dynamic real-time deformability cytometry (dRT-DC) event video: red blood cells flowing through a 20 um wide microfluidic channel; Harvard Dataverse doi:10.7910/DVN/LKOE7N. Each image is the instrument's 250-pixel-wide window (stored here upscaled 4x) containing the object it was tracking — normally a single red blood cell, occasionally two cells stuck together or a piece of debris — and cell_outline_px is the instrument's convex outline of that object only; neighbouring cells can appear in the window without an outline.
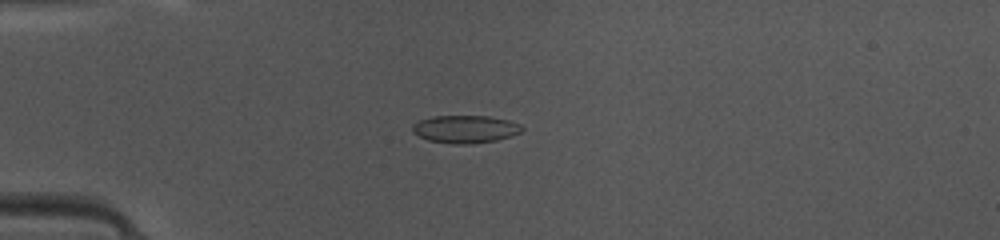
{"species": "common noctule bat (a hibernating species)", "species_latin": "Nyctalus noctula", "temperature_condition": "warm", "stored_images_in_passage": 48, "camera_frame_rate_fps": 3000, "um_per_image_px": 0.085, "animal": {"sex": "female", "body_mass_g": 10.0, "forearm_length_mm": 53.1}, "frame": {"image": 1, "passage_image": 13, "time_ms": 4.0, "image_size_px": [1000, 240], "cell_outline_px": [[524, 128], [520, 132], [512, 136], [496, 140], [472, 144], [452, 144], [428, 140], [412, 132], [412, 124], [420, 120], [432, 116], [488, 116], [508, 120], [520, 124]], "centroid_in_image_um": [39.54, 10.98], "position_along_channel_um": 45.5, "area_um2": 17.74}}
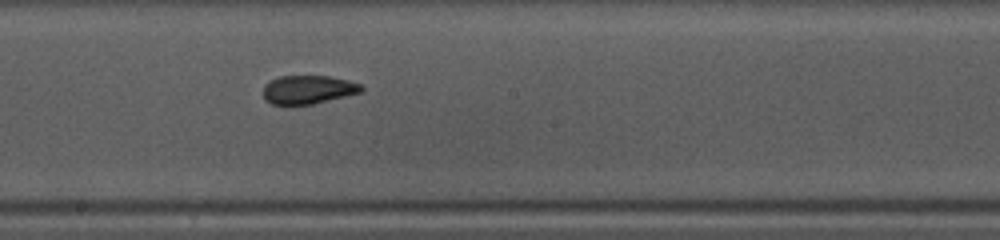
{"frame": {"image": 2, "passage_image": 27, "time_ms": 8.667, "image_size_px": [1000, 240], "cell_outline_px": [[364, 88], [360, 92], [312, 104], [272, 104], [264, 100], [264, 84], [280, 76], [328, 76], [348, 80], [360, 84]], "centroid_in_image_um": [26.17, 7.61], "position_along_channel_um": 222.0, "area_um2": 16.07}}
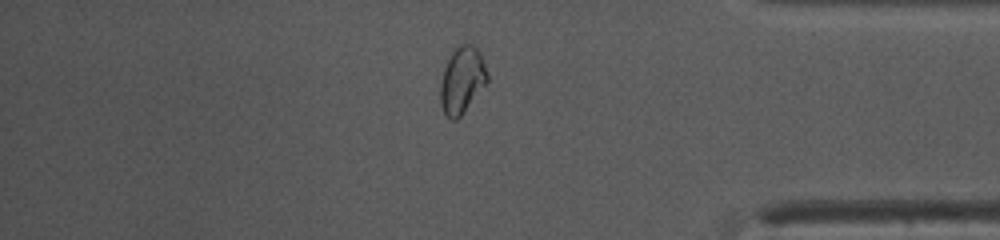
{"frame": {"image": 3, "passage_image": 41, "time_ms": 13.333, "image_size_px": [1000, 240], "cell_outline_px": [[488, 80], [460, 116], [456, 120], [452, 120], [444, 116], [440, 104], [440, 84], [444, 68], [452, 52], [460, 44], [472, 44], [480, 52], [488, 72]], "centroid_in_image_um": [39.26, 6.82], "position_along_channel_um": 395.9, "area_um2": 18.09}, "authors_computed_cell_mechanics": {"area_um2": 16.7042, "velocity_mm_per_s": 4.1577, "shape_relaxation_time_tau1_ms": 7.1004, "shape_relaxation_time_tau2_ms": 0.7354, "deformation_change_tau1": 0.1631, "deformation_change_tau2": 0.0433}}